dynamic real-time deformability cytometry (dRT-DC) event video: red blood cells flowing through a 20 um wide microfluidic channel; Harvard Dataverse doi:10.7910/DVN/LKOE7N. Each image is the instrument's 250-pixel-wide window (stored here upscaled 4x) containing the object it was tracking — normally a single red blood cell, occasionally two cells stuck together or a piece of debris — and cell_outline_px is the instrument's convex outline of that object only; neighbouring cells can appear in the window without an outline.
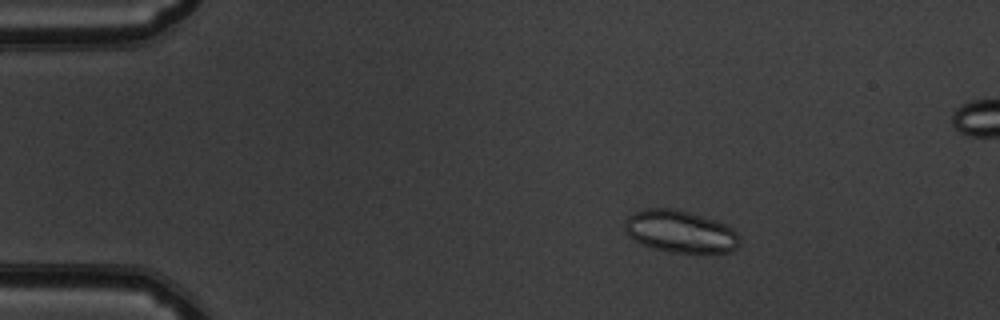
{"species": "common noctule bat (a hibernating species)", "species_latin": "Nyctalus noctula", "temperature_condition": "warm", "stored_images_in_passage": 55, "segment_of_instrument_passage": [1, 2], "camera_frame_rate_fps": 3000, "um_per_image_px": 0.085, "animal": {"sex": "male", "body_mass_g": 19.5, "forearm_length_mm": 54.6}, "frame": {"image": 1, "passage_image": 10, "time_ms": 3.0, "image_size_px": [1000, 320], "cell_outline_px": [[740, 240], [736, 248], [732, 252], [676, 252], [652, 248], [640, 244], [628, 236], [624, 228], [624, 220], [628, 216], [644, 208], [672, 208], [688, 212], [724, 224], [732, 228], [740, 236]], "centroid_in_image_um": [57.78, 19.68], "position_along_channel_um": 27.2, "area_um2": 28.09}}
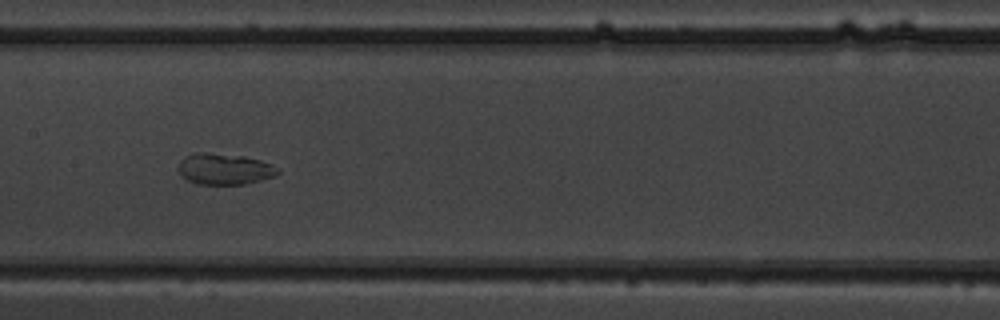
{"frame": {"image": 2, "passage_image": 28, "time_ms": 9.0, "image_size_px": [1000, 320], "cell_outline_px": [[280, 172], [276, 176], [244, 184], [200, 184], [188, 180], [176, 168], [180, 160], [184, 156], [196, 152], [204, 152], [244, 156], [260, 160], [272, 164], [280, 168]], "centroid_in_image_um": [19.1, 14.35], "position_along_channel_um": 188.3, "area_um2": 18.15}}
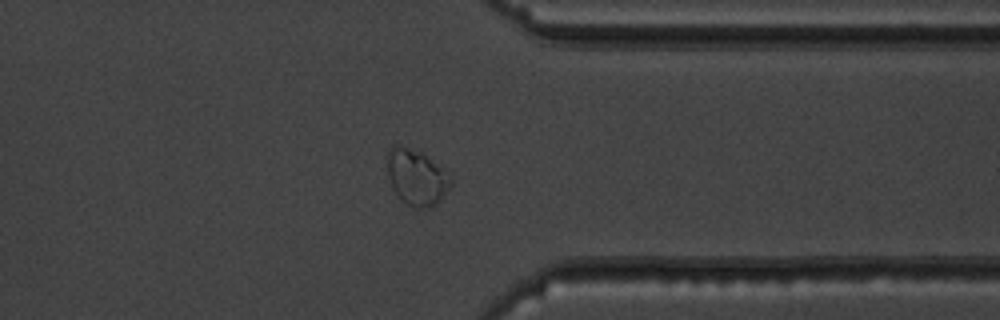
{"frame": {"image": 3, "passage_image": 43, "time_ms": 14.0, "image_size_px": [1000, 320], "cell_outline_px": [[452, 184], [436, 204], [428, 208], [416, 208], [400, 200], [392, 188], [388, 176], [388, 152], [392, 144], [396, 144], [420, 152], [452, 176]], "centroid_in_image_um": [35.39, 15.09], "position_along_channel_um": 376.0, "area_um2": 20.4}}